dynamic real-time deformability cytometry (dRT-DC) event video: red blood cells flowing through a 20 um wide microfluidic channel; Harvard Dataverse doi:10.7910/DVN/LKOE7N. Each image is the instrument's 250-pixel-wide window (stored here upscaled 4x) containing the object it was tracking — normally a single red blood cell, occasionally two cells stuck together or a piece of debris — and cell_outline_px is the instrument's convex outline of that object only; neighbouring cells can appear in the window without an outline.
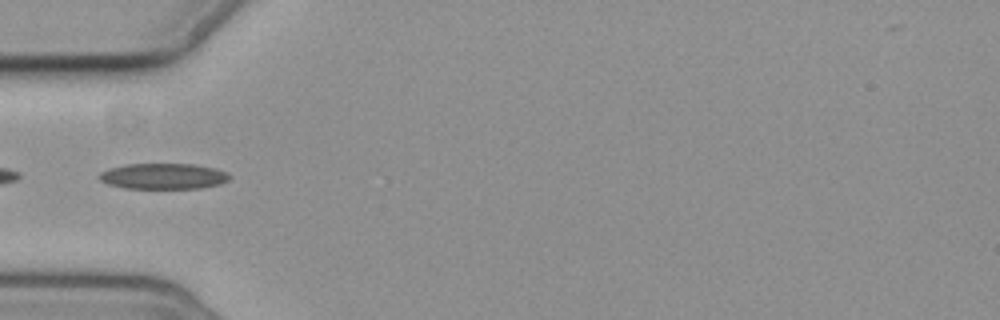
{"species": "common noctule bat (a hibernating species)", "species_latin": "Nyctalus noctula", "temperature_condition": "cold", "stored_images_in_passage": 5, "camera_frame_rate_fps": 3000, "um_per_image_px": 0.085, "animal": {"sex": "female", "body_mass_g": 19.3, "forearm_length_mm": 54.1}, "frame": {"image": 1, "passage_image": 3, "time_ms": 2.333, "image_size_px": [1000, 320], "cell_outline_px": [[232, 176], [228, 180], [220, 184], [200, 188], [124, 188], [108, 184], [100, 180], [100, 172], [112, 168], [128, 164], [192, 164], [216, 168]], "centroid_in_image_um": [13.91, 14.98], "position_along_channel_um": 71.1, "area_um2": 19.36}}
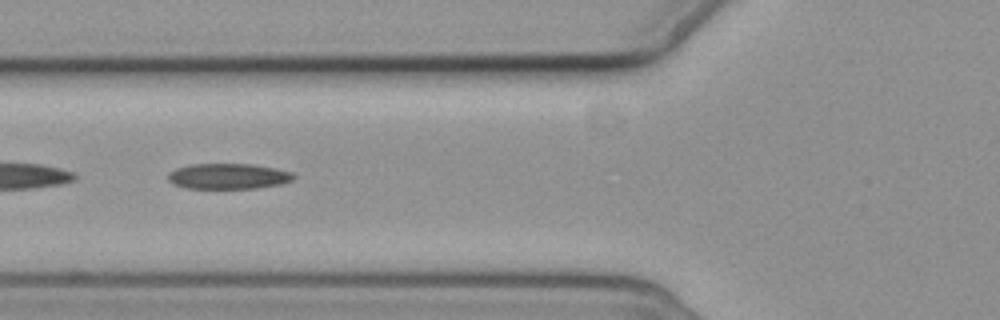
{"frame": {"image": 2, "passage_image": 4, "time_ms": 3.333, "image_size_px": [1000, 320], "cell_outline_px": [[296, 176], [292, 180], [280, 184], [256, 188], [188, 188], [172, 184], [168, 180], [168, 172], [176, 168], [188, 164], [252, 164], [276, 168], [292, 172]], "centroid_in_image_um": [19.39, 14.97], "position_along_channel_um": 106.4, "area_um2": 18.79}}
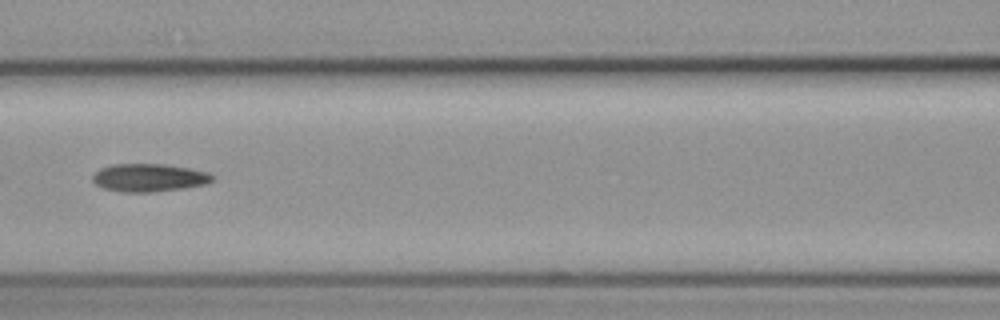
{"frame": {"image": 3, "passage_image": 5, "time_ms": 4.667, "image_size_px": [1000, 320], "cell_outline_px": [[216, 176], [208, 184], [184, 188], [152, 192], [120, 192], [104, 188], [96, 184], [92, 180], [92, 176], [100, 168], [112, 164], [164, 164], [188, 168], [208, 172]], "centroid_in_image_um": [12.68, 15.1], "position_along_channel_um": 153.9, "area_um2": 19.59}}